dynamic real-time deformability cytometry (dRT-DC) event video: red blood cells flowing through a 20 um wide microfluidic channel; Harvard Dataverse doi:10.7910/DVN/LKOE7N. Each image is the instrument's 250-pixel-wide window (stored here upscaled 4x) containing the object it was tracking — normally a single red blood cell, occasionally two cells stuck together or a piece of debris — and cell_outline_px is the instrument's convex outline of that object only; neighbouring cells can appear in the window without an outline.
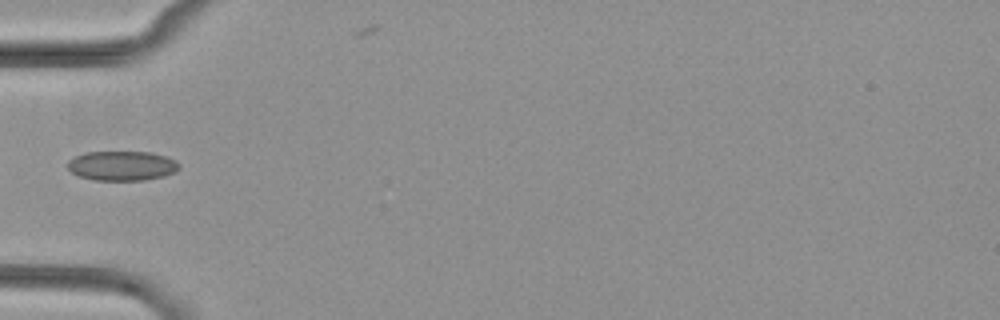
{"species": "common noctule bat (a hibernating species)", "species_latin": "Nyctalus noctula", "temperature_condition": "cold", "stored_images_in_passage": 4, "camera_frame_rate_fps": 3000, "um_per_image_px": 0.085, "animal": {"sex": "female", "body_mass_g": 29.2, "forearm_length_mm": 56.3}, "frame": {"image": 1, "passage_image": 3, "time_ms": 3.333, "image_size_px": [1000, 320], "cell_outline_px": [[180, 168], [176, 172], [164, 176], [144, 180], [96, 180], [80, 176], [72, 172], [68, 168], [68, 160], [84, 152], [152, 152], [168, 156], [176, 160], [180, 164]], "centroid_in_image_um": [10.43, 14.08], "position_along_channel_um": 74.6, "area_um2": 19.36}}
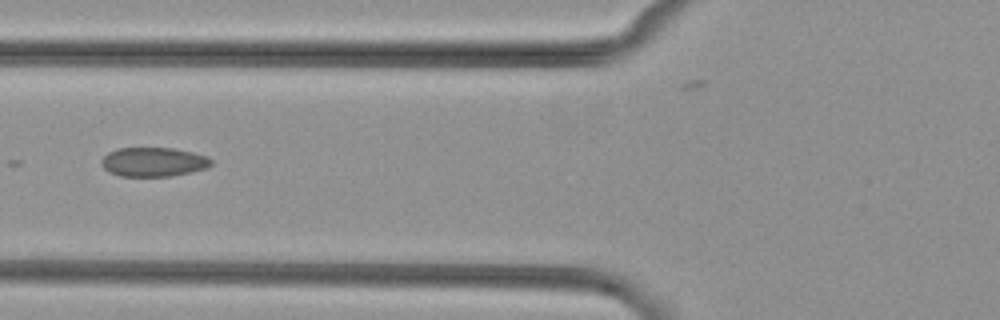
{"frame": {"image": 2, "passage_image": 4, "time_ms": 4.333, "image_size_px": [1000, 320], "cell_outline_px": [[212, 164], [208, 168], [192, 172], [172, 176], [120, 176], [108, 172], [100, 164], [100, 160], [108, 152], [116, 148], [172, 148], [192, 152], [208, 156], [212, 160]], "centroid_in_image_um": [13.04, 13.77], "position_along_channel_um": 112.8, "area_um2": 18.9}}